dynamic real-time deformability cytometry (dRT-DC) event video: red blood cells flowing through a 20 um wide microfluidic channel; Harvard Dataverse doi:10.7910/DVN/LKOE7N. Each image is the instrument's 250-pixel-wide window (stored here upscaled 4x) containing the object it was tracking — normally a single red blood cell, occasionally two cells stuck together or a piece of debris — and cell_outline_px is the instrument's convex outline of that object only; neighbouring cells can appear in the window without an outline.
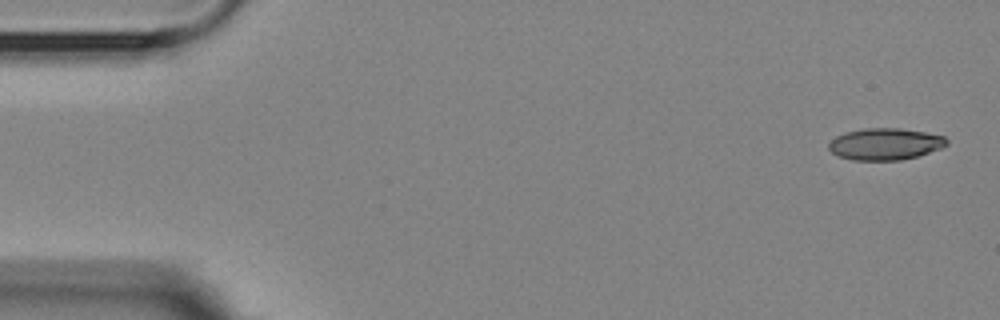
{"species": "Egyptian fruit bat (a non-hibernating species)", "species_latin": "Rousettus aegyptiacus", "temperature_condition": "room temperature", "stored_images_in_passage": 3, "camera_frame_rate_fps": 3000, "um_per_image_px": 0.085, "animal": {"sex": "female"}, "frame": {"image": 1, "passage_image": 1, "time_ms": 0.0, "image_size_px": [1000, 320], "cell_outline_px": [[948, 144], [940, 148], [916, 156], [900, 160], [852, 160], [840, 156], [832, 152], [828, 148], [828, 144], [836, 136], [844, 132], [864, 128], [900, 128], [924, 132], [944, 136], [948, 140]], "centroid_in_image_um": [75.22, 12.23], "position_along_channel_um": 9.8, "area_um2": 21.68}}